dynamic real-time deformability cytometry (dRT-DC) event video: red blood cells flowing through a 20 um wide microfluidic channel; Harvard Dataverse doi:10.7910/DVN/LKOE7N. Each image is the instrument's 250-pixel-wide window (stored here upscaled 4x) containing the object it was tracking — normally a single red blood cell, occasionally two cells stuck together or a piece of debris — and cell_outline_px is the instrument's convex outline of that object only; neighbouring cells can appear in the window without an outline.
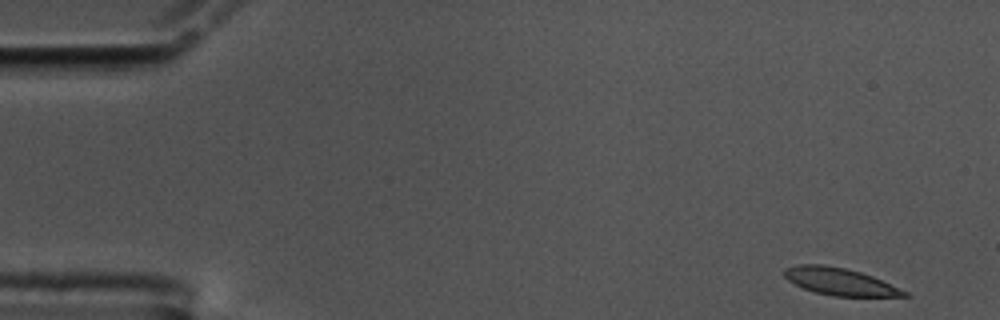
{"species": "common noctule bat (a hibernating species)", "species_latin": "Nyctalus noctula", "temperature_condition": "cold", "stored_images_in_passage": 57, "camera_frame_rate_fps": 3000, "um_per_image_px": 0.085, "animal": {"sex": "male", "body_mass_g": 17.5, "forearm_length_mm": 52.3}, "frame": {"image": 1, "passage_image": 1, "time_ms": 0.0, "image_size_px": [1000, 320], "cell_outline_px": [[912, 296], [832, 296], [816, 292], [804, 288], [788, 280], [784, 276], [784, 268], [800, 264], [824, 264], [844, 268], [860, 272], [872, 276], [908, 292]], "centroid_in_image_um": [71.38, 23.93], "position_along_channel_um": 13.6, "area_um2": 18.79}}
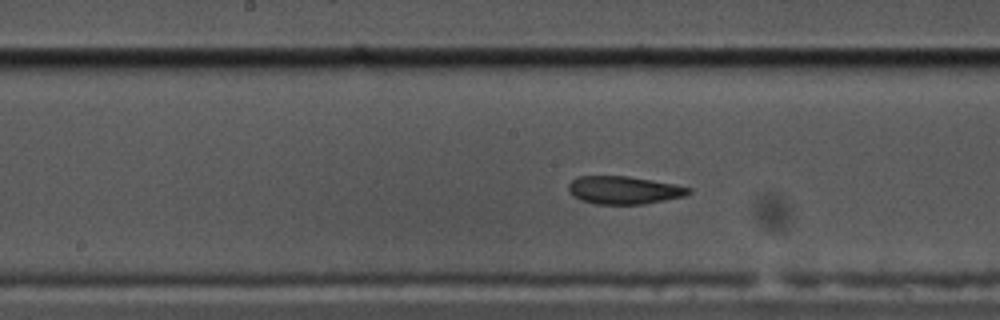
{"frame": {"image": 2, "passage_image": 27, "time_ms": 8.667, "image_size_px": [1000, 320], "cell_outline_px": [[692, 192], [684, 196], [644, 204], [596, 204], [580, 200], [572, 196], [568, 192], [568, 184], [576, 176], [628, 176], [652, 180], [692, 188]], "centroid_in_image_um": [52.99, 16.16], "position_along_channel_um": 195.2, "area_um2": 19.59}}
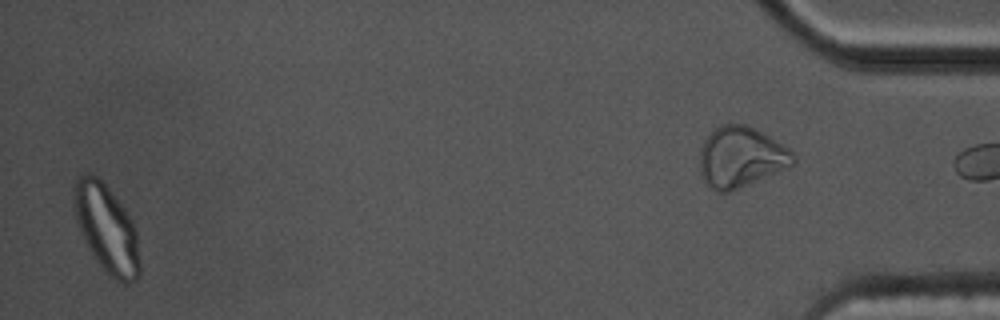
{"frame": {"image": 3, "passage_image": 55, "time_ms": 18.0, "image_size_px": [1000, 320], "cell_outline_px": [[140, 276], [136, 280], [128, 284], [124, 284], [116, 280], [104, 272], [92, 256], [80, 232], [76, 220], [72, 192], [76, 180], [80, 176], [88, 172], [92, 172], [104, 184], [124, 208], [132, 220], [136, 228], [140, 260]], "centroid_in_image_um": [9.06, 19.48], "position_along_channel_um": 426.1, "area_um2": 34.1}, "authors_computed_cell_mechanics": {"area_um2": 20.2878, "velocity_mm_per_s": 3.4215, "shape_relaxation_time_tau1_ms": null, "shape_relaxation_time_tau2_ms": 2.6609, "deformation_change_tau1": null, "deformation_change_tau2": 0.0581}}